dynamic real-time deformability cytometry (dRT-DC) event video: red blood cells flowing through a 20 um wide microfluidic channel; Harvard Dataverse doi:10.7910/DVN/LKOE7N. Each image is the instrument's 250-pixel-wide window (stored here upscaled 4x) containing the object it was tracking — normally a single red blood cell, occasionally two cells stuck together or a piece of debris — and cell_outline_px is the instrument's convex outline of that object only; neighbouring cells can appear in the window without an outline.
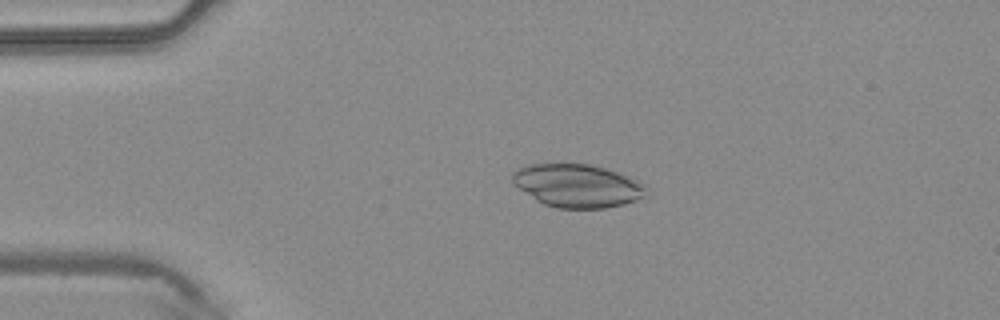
{"species": "common noctule bat (a hibernating species)", "species_latin": "Nyctalus noctula", "temperature_condition": "warm", "stored_images_in_passage": 6, "camera_frame_rate_fps": 3000, "um_per_image_px": 0.085, "animal": {"sex": "male", "body_mass_g": 20.4}, "frame": {"image": 1, "passage_image": 3, "time_ms": 0.667, "image_size_px": [1000, 320], "cell_outline_px": [[648, 188], [644, 196], [636, 200], [624, 204], [604, 208], [556, 208], [544, 204], [536, 200], [512, 184], [512, 172], [528, 164], [588, 164], [604, 168], [616, 172], [636, 180], [644, 184]], "centroid_in_image_um": [49.05, 15.79], "position_along_channel_um": 36.0, "area_um2": 33.47}}
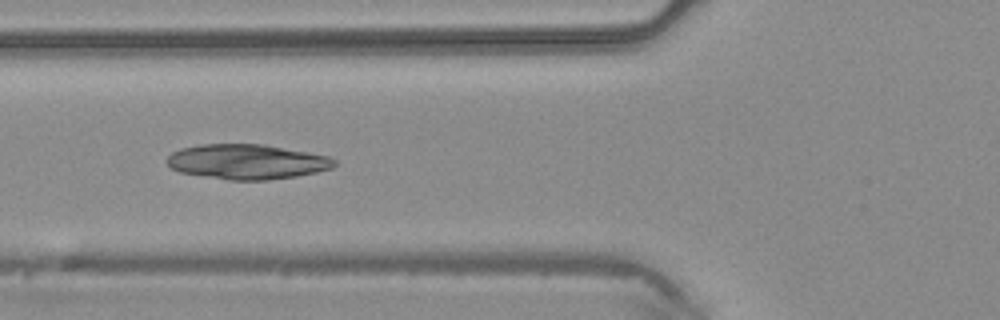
{"frame": {"image": 2, "passage_image": 5, "time_ms": 1.333, "image_size_px": [1000, 320], "cell_outline_px": [[336, 164], [332, 168], [316, 172], [296, 176], [268, 180], [228, 180], [180, 172], [172, 168], [168, 164], [168, 156], [172, 152], [180, 148], [200, 144], [264, 144], [308, 152], [328, 156], [336, 160]], "centroid_in_image_um": [21.0, 13.74], "position_along_channel_um": 104.8, "area_um2": 34.04}}
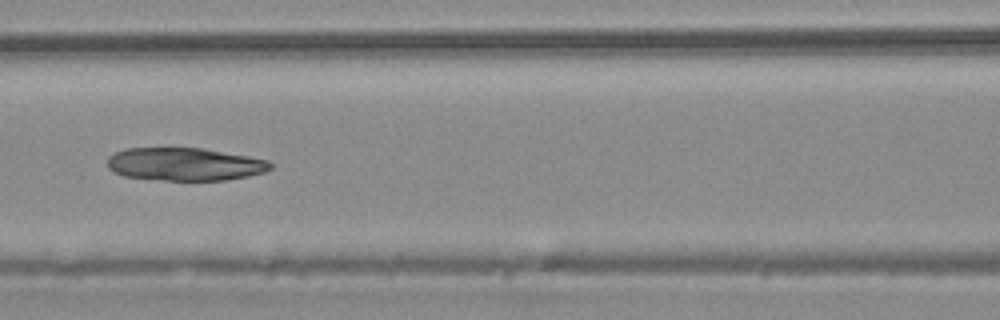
{"frame": {"image": 3, "passage_image": 6, "time_ms": 1.667, "image_size_px": [1000, 320], "cell_outline_px": [[272, 168], [264, 172], [248, 176], [224, 180], [164, 180], [124, 176], [112, 172], [108, 168], [108, 156], [116, 152], [128, 148], [204, 148], [248, 156], [268, 160], [272, 164]], "centroid_in_image_um": [15.7, 13.95], "position_along_channel_um": 150.9, "area_um2": 31.27}}